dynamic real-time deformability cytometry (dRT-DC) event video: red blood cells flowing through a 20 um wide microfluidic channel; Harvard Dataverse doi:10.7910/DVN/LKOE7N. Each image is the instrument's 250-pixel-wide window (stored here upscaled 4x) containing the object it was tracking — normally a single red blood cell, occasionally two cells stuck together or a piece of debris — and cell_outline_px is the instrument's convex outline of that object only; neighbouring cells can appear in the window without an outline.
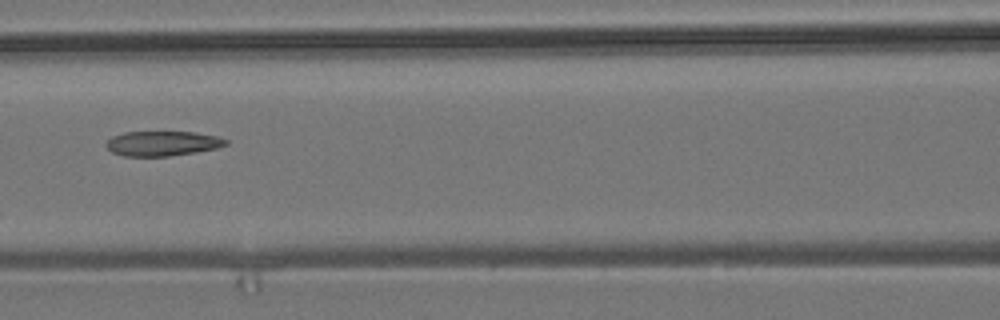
{"species": "common noctule bat (a hibernating species)", "species_latin": "Nyctalus noctula", "temperature_condition": "room temperature", "stored_images_in_passage": 10, "camera_frame_rate_fps": 3000, "um_per_image_px": 0.085, "animal": {"sex": "male", "body_mass_g": 19.2, "forearm_length_mm": 51.8}, "frame": {"image": 1, "passage_image": 6, "time_ms": 6.0, "image_size_px": [1000, 320], "cell_outline_px": [[228, 144], [216, 148], [196, 152], [168, 156], [124, 156], [112, 152], [104, 144], [112, 136], [124, 132], [196, 132], [220, 136], [228, 140]], "centroid_in_image_um": [13.83, 12.19], "position_along_channel_um": 152.8, "area_um2": 17.4}}
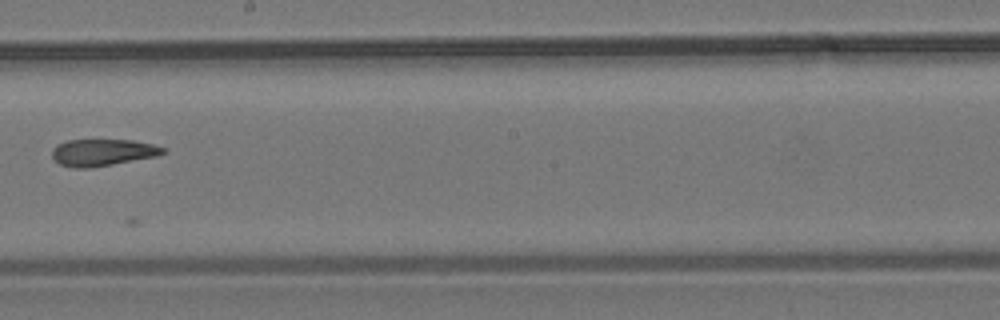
{"frame": {"image": 2, "passage_image": 8, "time_ms": 8.333, "image_size_px": [1000, 320], "cell_outline_px": [[168, 152], [156, 156], [92, 168], [72, 168], [60, 164], [52, 156], [52, 148], [56, 144], [68, 140], [132, 140], [152, 144], [168, 148]], "centroid_in_image_um": [8.74, 12.96], "position_along_channel_um": 239.5, "area_um2": 17.51}}